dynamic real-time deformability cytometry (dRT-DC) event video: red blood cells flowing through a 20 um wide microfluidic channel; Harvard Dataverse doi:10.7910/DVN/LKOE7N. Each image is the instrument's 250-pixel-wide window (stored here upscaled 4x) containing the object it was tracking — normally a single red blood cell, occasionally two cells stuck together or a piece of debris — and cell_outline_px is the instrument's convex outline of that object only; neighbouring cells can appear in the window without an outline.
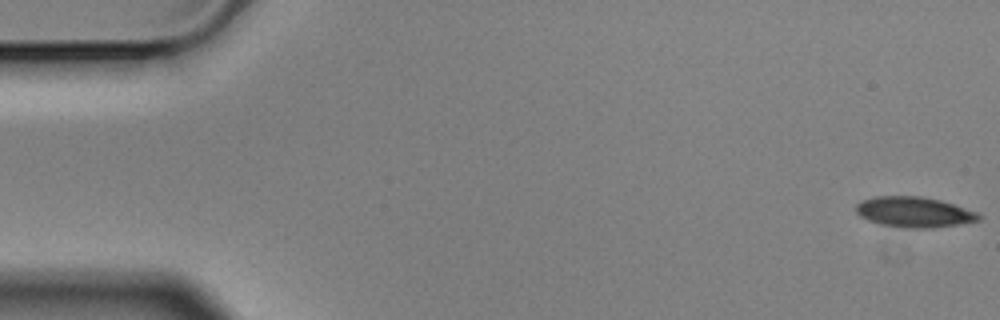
{"species": "Egyptian fruit bat (a non-hibernating species)", "species_latin": "Rousettus aegyptiacus", "temperature_condition": "cold", "stored_images_in_passage": 5, "camera_frame_rate_fps": 3000, "um_per_image_px": 0.085, "animal": {"sex": "male"}, "frame": {"image": 1, "passage_image": 1, "time_ms": 0.0, "image_size_px": [1000, 320], "cell_outline_px": [[984, 216], [980, 220], [960, 224], [928, 228], [904, 228], [880, 224], [868, 220], [860, 216], [856, 212], [856, 204], [860, 200], [876, 196], [920, 196], [940, 200], [980, 212]], "centroid_in_image_um": [77.73, 18.02], "position_along_channel_um": 7.3, "area_um2": 22.02}}
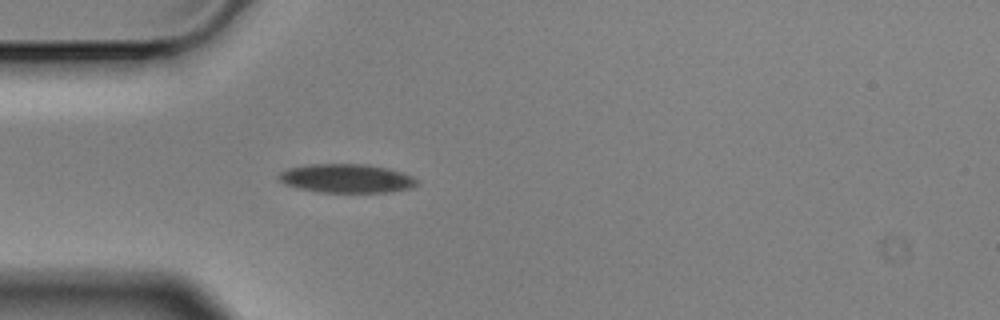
{"frame": {"image": 2, "passage_image": 5, "time_ms": 1.333, "image_size_px": [1000, 320], "cell_outline_px": [[420, 180], [416, 184], [408, 188], [388, 192], [320, 192], [296, 188], [284, 184], [276, 176], [280, 172], [288, 168], [308, 164], [368, 164], [388, 168], [412, 176]], "centroid_in_image_um": [29.41, 15.16], "position_along_channel_um": 55.6, "area_um2": 23.24}}